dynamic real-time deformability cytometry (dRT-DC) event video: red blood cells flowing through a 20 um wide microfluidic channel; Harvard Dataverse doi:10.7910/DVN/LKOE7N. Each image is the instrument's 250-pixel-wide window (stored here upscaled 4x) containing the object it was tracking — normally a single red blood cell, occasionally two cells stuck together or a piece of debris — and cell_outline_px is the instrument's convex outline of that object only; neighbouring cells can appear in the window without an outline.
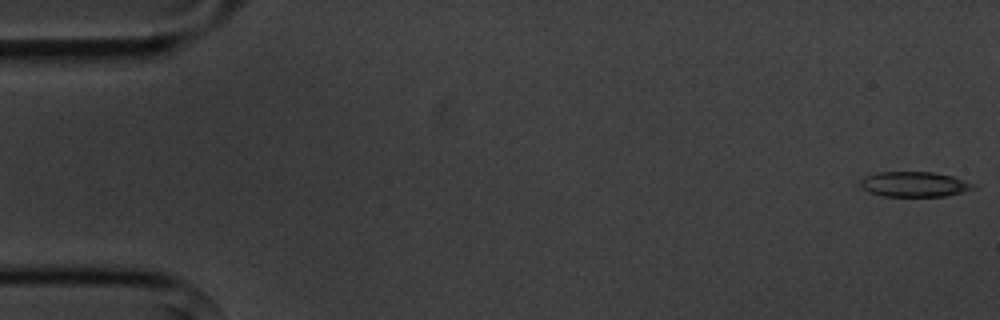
{"species": "common noctule bat (a hibernating species)", "species_latin": "Nyctalus noctula", "temperature_condition": "cold", "stored_images_in_passage": 6, "camera_frame_rate_fps": 3000, "um_per_image_px": 0.085, "animal": {"sex": "male", "body_mass_g": 20.1, "forearm_length_mm": 53.5}, "frame": {"image": 1, "passage_image": 1, "time_ms": 0.0, "image_size_px": [1000, 320], "cell_outline_px": [[976, 188], [948, 196], [880, 196], [868, 192], [860, 188], [860, 180], [864, 176], [876, 172], [932, 172], [952, 176], [964, 180], [972, 184]], "centroid_in_image_um": [77.65, 15.66], "position_along_channel_um": 7.4, "area_um2": 16.65}}